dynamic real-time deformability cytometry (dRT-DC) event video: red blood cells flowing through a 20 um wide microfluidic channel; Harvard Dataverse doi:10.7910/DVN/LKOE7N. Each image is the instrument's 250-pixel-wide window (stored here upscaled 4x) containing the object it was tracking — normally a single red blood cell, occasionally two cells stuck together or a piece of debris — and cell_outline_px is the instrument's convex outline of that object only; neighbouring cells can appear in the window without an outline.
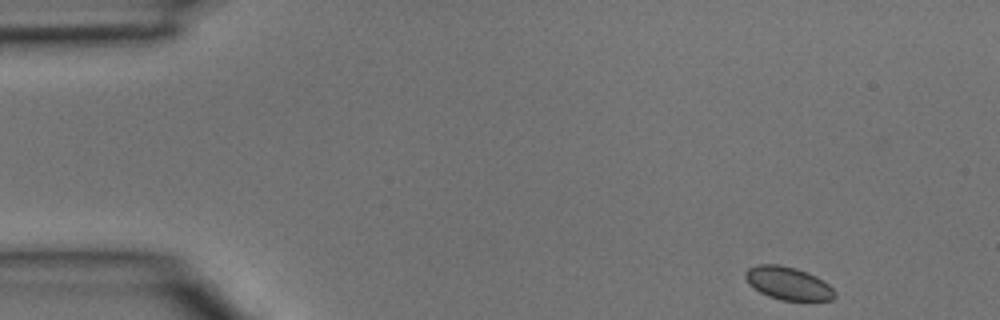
{"species": "common noctule bat (a hibernating species)", "species_latin": "Nyctalus noctula", "temperature_condition": "room temperature", "stored_images_in_passage": 38, "camera_frame_rate_fps": 3000, "um_per_image_px": 0.085, "animal": {"sex": "male", "body_mass_g": 15.6}, "frame": {"image": 1, "passage_image": 1, "time_ms": 0.0, "image_size_px": [1000, 320], "cell_outline_px": [[836, 296], [832, 300], [780, 300], [768, 296], [760, 292], [748, 284], [744, 276], [744, 272], [748, 268], [756, 264], [780, 264], [796, 268], [816, 276], [828, 284], [836, 292]], "centroid_in_image_um": [66.96, 24.07], "position_along_channel_um": 18.0, "area_um2": 17.28}}
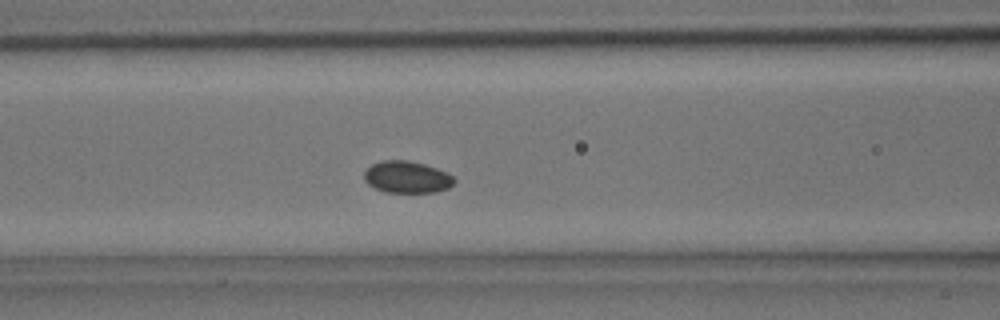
{"frame": {"image": 2, "passage_image": 14, "time_ms": 4.333, "image_size_px": [1000, 320], "cell_outline_px": [[456, 180], [448, 188], [436, 192], [384, 192], [368, 184], [364, 180], [364, 172], [372, 164], [384, 160], [408, 160], [424, 164], [448, 172]], "centroid_in_image_um": [34.59, 15.05], "position_along_channel_um": 132.0, "area_um2": 16.7}}
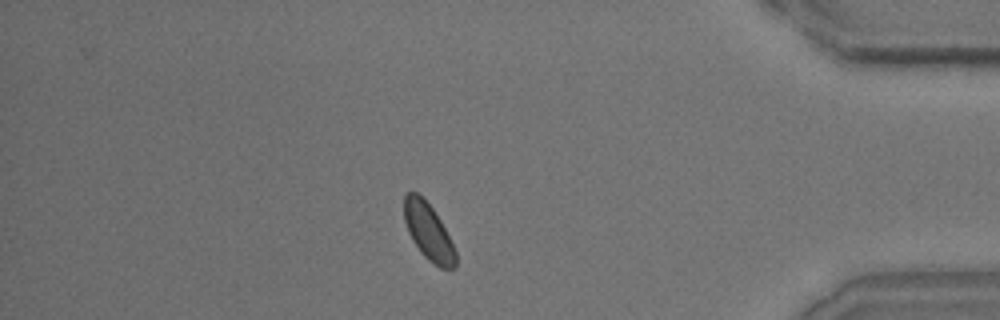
{"frame": {"image": 3, "passage_image": 33, "time_ms": 10.667, "image_size_px": [1000, 320], "cell_outline_px": [[456, 264], [452, 268], [440, 268], [428, 260], [420, 252], [412, 240], [408, 232], [404, 220], [404, 192], [416, 192], [432, 208], [440, 220], [456, 252]], "centroid_in_image_um": [36.38, 19.7], "position_along_channel_um": 398.8, "area_um2": 16.76}}